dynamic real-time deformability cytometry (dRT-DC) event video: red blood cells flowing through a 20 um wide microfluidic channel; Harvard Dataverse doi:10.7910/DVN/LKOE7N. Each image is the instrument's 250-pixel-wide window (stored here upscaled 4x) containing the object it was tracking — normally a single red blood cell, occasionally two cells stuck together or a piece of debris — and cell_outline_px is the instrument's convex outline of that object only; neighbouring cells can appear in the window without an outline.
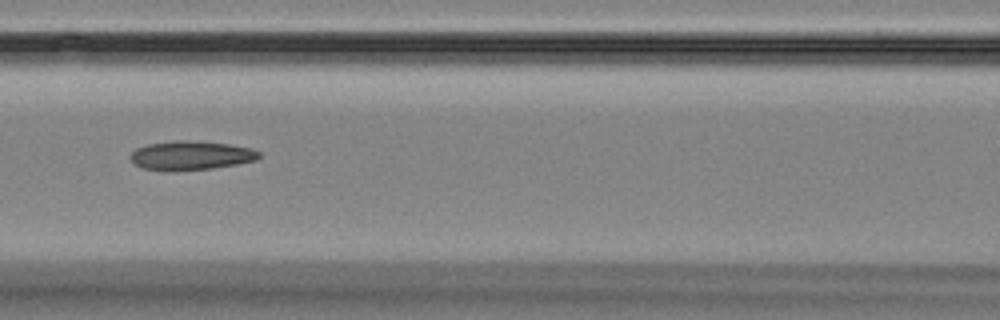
{"species": "Egyptian fruit bat (a non-hibernating species)", "species_latin": "Rousettus aegyptiacus", "temperature_condition": "room temperature", "stored_images_in_passage": 8, "camera_frame_rate_fps": 3000, "um_per_image_px": 0.085, "animal": {"sex": "female"}, "frame": {"image": 1, "passage_image": 7, "time_ms": 8.0, "image_size_px": [1000, 320], "cell_outline_px": [[260, 156], [256, 160], [236, 164], [212, 168], [144, 168], [136, 164], [128, 156], [136, 148], [148, 144], [172, 140], [188, 140], [228, 144], [252, 148], [260, 152]], "centroid_in_image_um": [16.27, 13.16], "position_along_channel_um": 150.3, "area_um2": 20.87}}
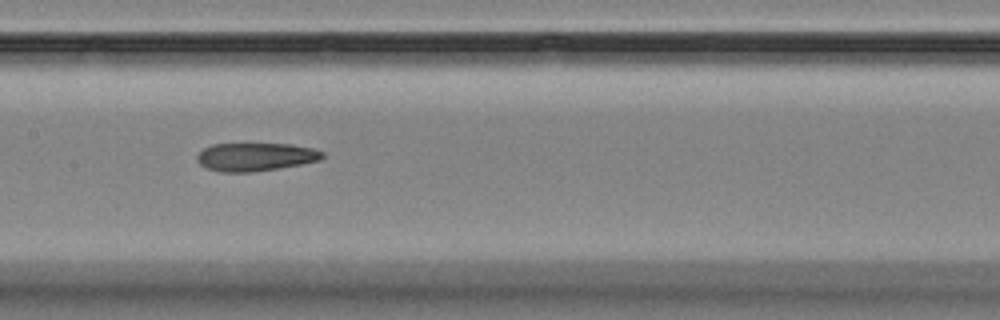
{"frame": {"image": 2, "passage_image": 8, "time_ms": 9.0, "image_size_px": [1000, 320], "cell_outline_px": [[324, 156], [320, 160], [280, 168], [252, 172], [220, 172], [208, 168], [200, 164], [196, 160], [196, 156], [204, 148], [212, 144], [292, 144], [312, 148], [324, 152]], "centroid_in_image_um": [21.72, 13.33], "position_along_channel_um": 185.7, "area_um2": 20.58}}